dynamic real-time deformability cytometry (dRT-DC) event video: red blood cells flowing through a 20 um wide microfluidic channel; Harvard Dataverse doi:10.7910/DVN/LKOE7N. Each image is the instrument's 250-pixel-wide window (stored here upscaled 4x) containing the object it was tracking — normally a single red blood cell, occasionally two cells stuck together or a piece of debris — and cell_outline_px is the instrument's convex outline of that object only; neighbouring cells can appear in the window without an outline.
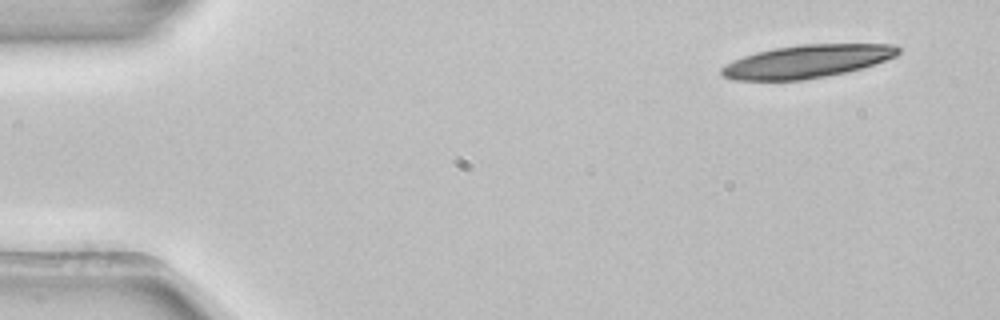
{"species": "common noctule bat (a hibernating species)", "species_latin": "Nyctalus noctula", "temperature_condition": "room temperature", "stored_images_in_passage": 5, "camera_frame_rate_fps": 3000, "um_per_image_px": 0.085, "animal": {"sex": "female", "body_mass_g": 22.7, "forearm_length_mm": 54.2}, "frame": {"image": 1, "passage_image": 1, "time_ms": 0.0, "image_size_px": [1000, 320], "cell_outline_px": [[900, 52], [896, 56], [860, 68], [844, 72], [804, 80], [732, 80], [724, 76], [720, 72], [720, 68], [724, 64], [732, 60], [756, 52], [772, 48], [800, 44], [896, 44], [900, 48]], "centroid_in_image_um": [68.55, 5.21], "position_along_channel_um": 16.5, "area_um2": 33.87}}